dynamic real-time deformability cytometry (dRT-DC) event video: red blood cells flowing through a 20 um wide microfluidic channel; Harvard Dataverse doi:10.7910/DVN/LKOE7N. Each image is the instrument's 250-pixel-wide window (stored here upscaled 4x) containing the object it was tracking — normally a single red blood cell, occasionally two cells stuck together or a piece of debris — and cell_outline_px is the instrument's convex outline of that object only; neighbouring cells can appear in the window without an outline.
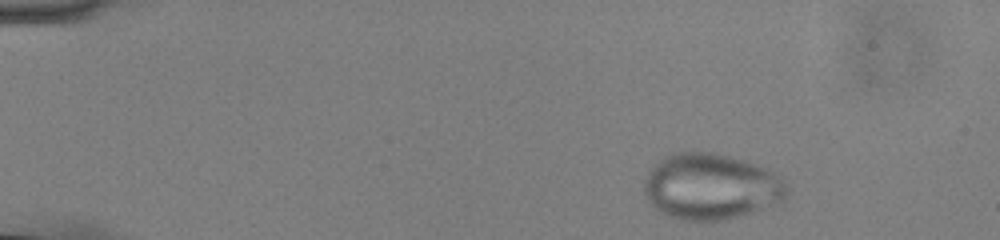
{"species": "common noctule bat (a hibernating species)", "species_latin": "Nyctalus noctula", "temperature_condition": "cold", "stored_images_in_passage": 49, "camera_frame_rate_fps": 3000, "um_per_image_px": 0.085, "animal": {"sex": "male", "body_mass_g": 13.0, "forearm_length_mm": 53.1}, "frame": {"image": 1, "passage_image": 2, "time_ms": 0.333, "image_size_px": [1000, 240], "cell_outline_px": [[788, 192], [784, 200], [764, 208], [752, 212], [724, 220], [680, 220], [660, 212], [648, 200], [644, 192], [644, 180], [648, 172], [664, 156], [672, 152], [712, 152], [744, 160], [768, 168], [788, 188]], "centroid_in_image_um": [60.41, 15.86], "position_along_channel_um": 24.6, "area_um2": 54.62}}
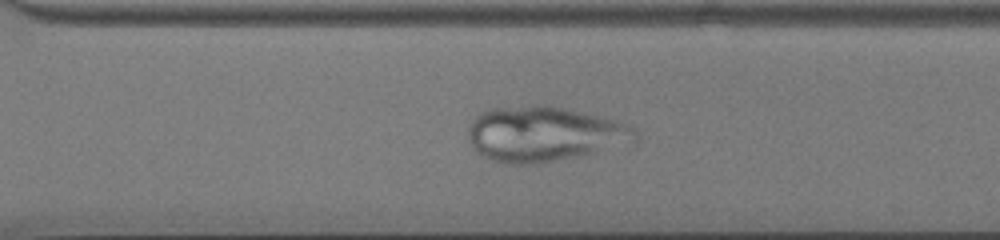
{"frame": {"image": 2, "passage_image": 34, "time_ms": 11.0, "image_size_px": [1000, 240], "cell_outline_px": [[636, 144], [580, 156], [536, 164], [504, 164], [480, 156], [472, 144], [468, 136], [468, 124], [480, 112], [488, 108], [532, 104], [544, 104], [604, 116], [628, 124], [636, 128]], "centroid_in_image_um": [46.29, 11.38], "position_along_channel_um": 324.3, "area_um2": 54.85}}
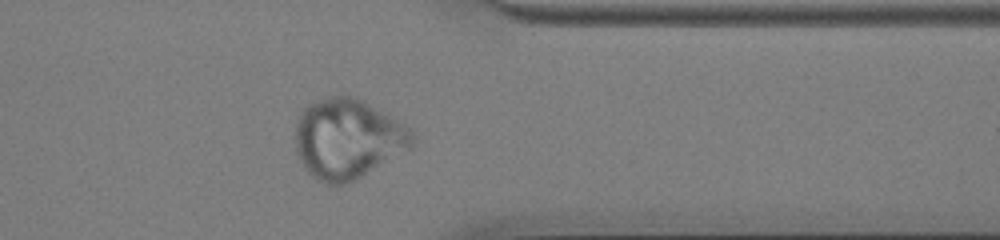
{"frame": {"image": 3, "passage_image": 39, "time_ms": 12.667, "image_size_px": [1000, 240], "cell_outline_px": [[416, 144], [412, 148], [348, 184], [324, 184], [316, 180], [308, 172], [300, 160], [296, 152], [296, 120], [300, 112], [312, 100], [332, 96], [356, 96], [404, 124], [412, 132], [416, 140]], "centroid_in_image_um": [29.55, 11.8], "position_along_channel_um": 381.8, "area_um2": 54.85}}